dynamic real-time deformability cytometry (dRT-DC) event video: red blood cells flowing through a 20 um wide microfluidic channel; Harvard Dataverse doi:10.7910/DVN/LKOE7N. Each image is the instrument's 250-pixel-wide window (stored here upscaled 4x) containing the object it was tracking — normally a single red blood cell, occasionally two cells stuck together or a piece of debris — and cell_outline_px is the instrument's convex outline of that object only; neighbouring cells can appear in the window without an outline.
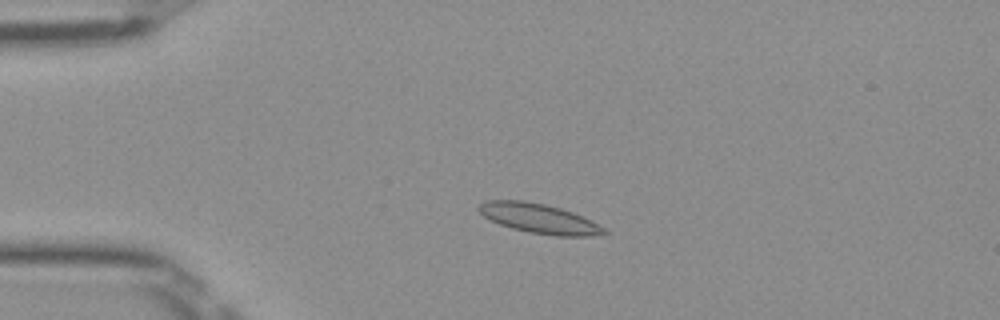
{"species": "Egyptian fruit bat (a non-hibernating species)", "species_latin": "Rousettus aegyptiacus", "temperature_condition": "room temperature", "stored_images_in_passage": 50, "camera_frame_rate_fps": 3000, "um_per_image_px": 0.085, "frame": {"image": 1, "passage_image": 11, "time_ms": 3.333, "image_size_px": [1000, 320], "cell_outline_px": [[608, 232], [588, 236], [556, 236], [528, 232], [512, 228], [500, 224], [484, 216], [476, 208], [480, 204], [488, 200], [524, 200], [544, 204], [560, 208], [572, 212], [604, 228]], "centroid_in_image_um": [45.77, 18.56], "position_along_channel_um": 39.2, "area_um2": 21.21}}
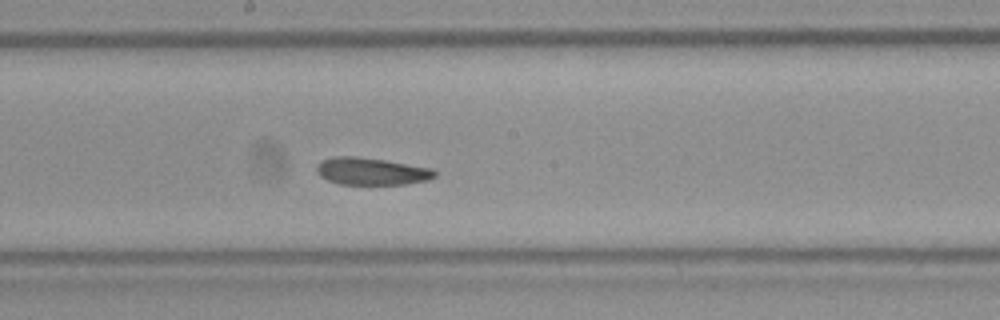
{"frame": {"image": 2, "passage_image": 27, "time_ms": 8.667, "image_size_px": [1000, 320], "cell_outline_px": [[436, 176], [428, 180], [404, 184], [340, 184], [328, 180], [320, 176], [316, 172], [316, 168], [320, 160], [332, 156], [356, 156], [384, 160], [432, 168], [436, 172]], "centroid_in_image_um": [31.54, 14.55], "position_along_channel_um": 216.7, "area_um2": 18.79}}
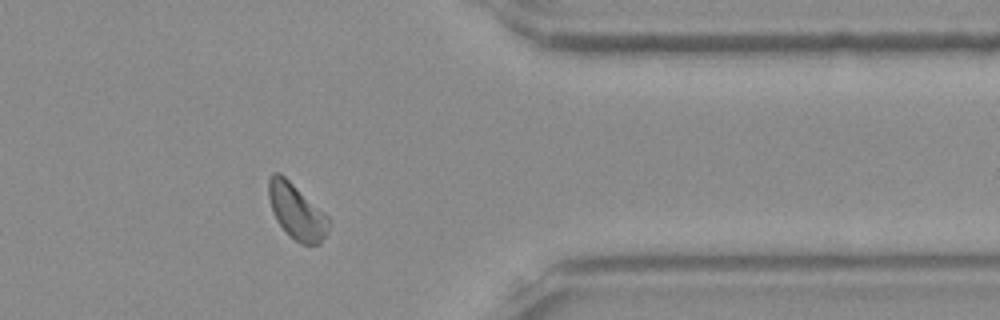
{"frame": {"image": 3, "passage_image": 41, "time_ms": 13.333, "image_size_px": [1000, 320], "cell_outline_px": [[332, 220], [320, 244], [300, 244], [276, 220], [268, 196], [268, 180], [272, 172], [280, 172], [328, 216]], "centroid_in_image_um": [25.21, 17.95], "position_along_channel_um": 386.2, "area_um2": 19.02}, "authors_computed_cell_mechanics": {"area_um2": 19.2763, "velocity_mm_per_s": 3.9403, "shape_relaxation_time_tau1_ms": 3.3029, "shape_relaxation_time_tau2_ms": 2.0077, "deformation_change_tau1": 0.0899, "deformation_change_tau2": 0.0813}}